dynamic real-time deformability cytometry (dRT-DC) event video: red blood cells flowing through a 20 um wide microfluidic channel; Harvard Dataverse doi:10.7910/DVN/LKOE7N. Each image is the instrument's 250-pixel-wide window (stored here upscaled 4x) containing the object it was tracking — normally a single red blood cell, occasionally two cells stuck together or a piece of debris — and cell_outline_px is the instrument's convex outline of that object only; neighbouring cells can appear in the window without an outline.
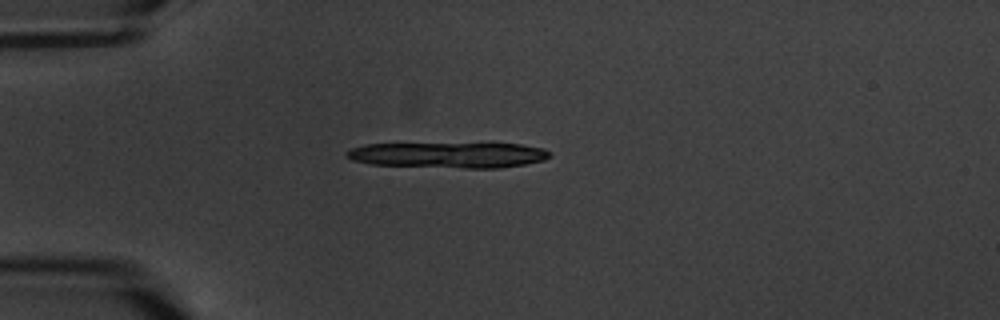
{"species": "common noctule bat (a hibernating species)", "species_latin": "Nyctalus noctula", "temperature_condition": "warm", "stored_images_in_passage": 3, "camera_frame_rate_fps": 3000, "um_per_image_px": 0.085, "animal": {"sex": "male", "body_mass_g": 20.1, "forearm_length_mm": 53.5}, "frame": {"image": 1, "passage_image": 1, "time_ms": 0.0, "image_size_px": [1000, 320], "cell_outline_px": [[552, 156], [544, 160], [524, 164], [500, 168], [464, 168], [372, 164], [352, 160], [344, 156], [344, 152], [352, 148], [364, 144], [520, 144], [544, 148], [552, 152]], "centroid_in_image_um": [38.14, 13.18], "position_along_channel_um": 46.9, "area_um2": 30.29}}